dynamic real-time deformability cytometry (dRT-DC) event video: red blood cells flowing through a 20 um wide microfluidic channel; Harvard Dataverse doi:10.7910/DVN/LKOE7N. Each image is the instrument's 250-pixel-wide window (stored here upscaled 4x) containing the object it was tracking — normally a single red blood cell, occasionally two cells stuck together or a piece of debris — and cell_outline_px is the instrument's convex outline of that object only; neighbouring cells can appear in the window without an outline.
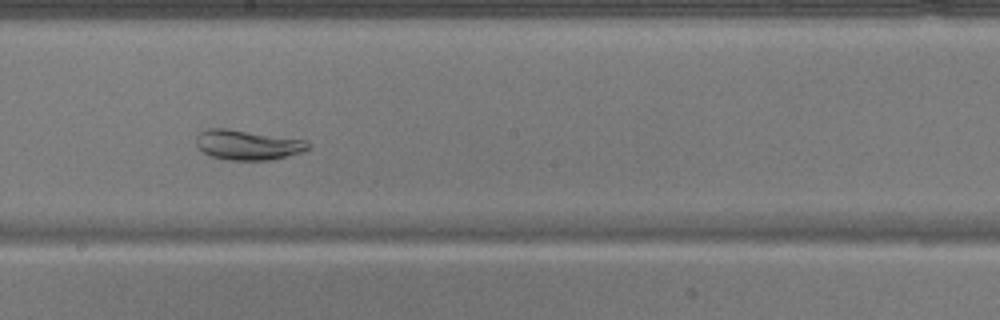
{"species": "common noctule bat (a hibernating species)", "species_latin": "Nyctalus noctula", "temperature_condition": "warm", "stored_images_in_passage": 51, "camera_frame_rate_fps": 3000, "um_per_image_px": 0.085, "animal": {"sex": "male", "body_mass_g": 17.9}, "frame": {"image": 1, "passage_image": 29, "time_ms": 9.333, "image_size_px": [1000, 320], "cell_outline_px": [[308, 148], [300, 152], [288, 156], [272, 160], [224, 160], [212, 156], [204, 152], [196, 144], [196, 136], [200, 132], [208, 128], [224, 128], [304, 140], [308, 144]], "centroid_in_image_um": [20.99, 12.32], "position_along_channel_um": 227.2, "area_um2": 19.19}}
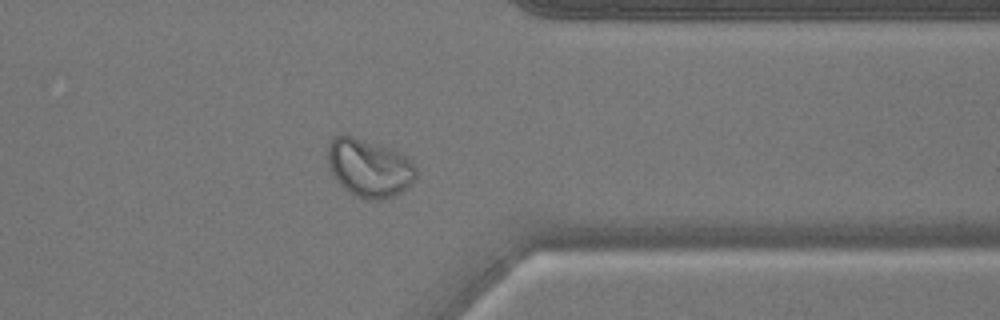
{"frame": {"image": 2, "passage_image": 41, "time_ms": 13.333, "image_size_px": [1000, 320], "cell_outline_px": [[416, 176], [412, 184], [400, 192], [392, 196], [380, 200], [364, 200], [348, 192], [336, 180], [328, 168], [328, 144], [332, 136], [336, 132], [344, 132], [408, 156], [416, 168]], "centroid_in_image_um": [31.33, 14.25], "position_along_channel_um": 380.1, "area_um2": 30.35}}
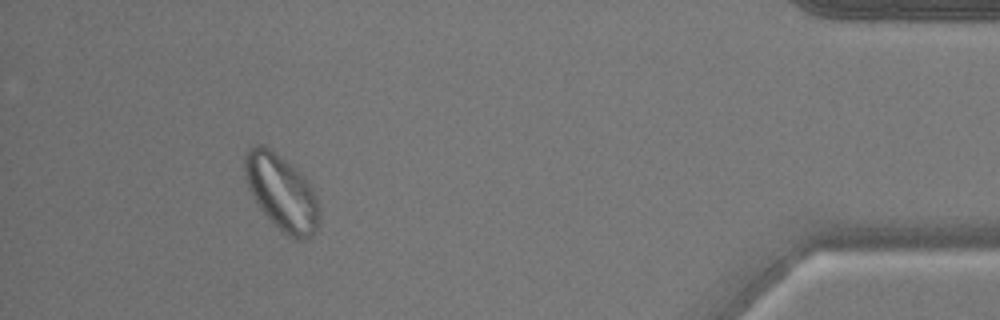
{"frame": {"image": 3, "passage_image": 47, "time_ms": 15.333, "image_size_px": [1000, 320], "cell_outline_px": [[320, 220], [316, 232], [304, 240], [292, 240], [272, 224], [260, 208], [252, 196], [248, 188], [244, 176], [244, 156], [248, 148], [256, 144], [264, 144], [296, 168], [308, 180], [320, 204]], "centroid_in_image_um": [23.95, 16.39], "position_along_channel_um": 411.3, "area_um2": 33.58}}